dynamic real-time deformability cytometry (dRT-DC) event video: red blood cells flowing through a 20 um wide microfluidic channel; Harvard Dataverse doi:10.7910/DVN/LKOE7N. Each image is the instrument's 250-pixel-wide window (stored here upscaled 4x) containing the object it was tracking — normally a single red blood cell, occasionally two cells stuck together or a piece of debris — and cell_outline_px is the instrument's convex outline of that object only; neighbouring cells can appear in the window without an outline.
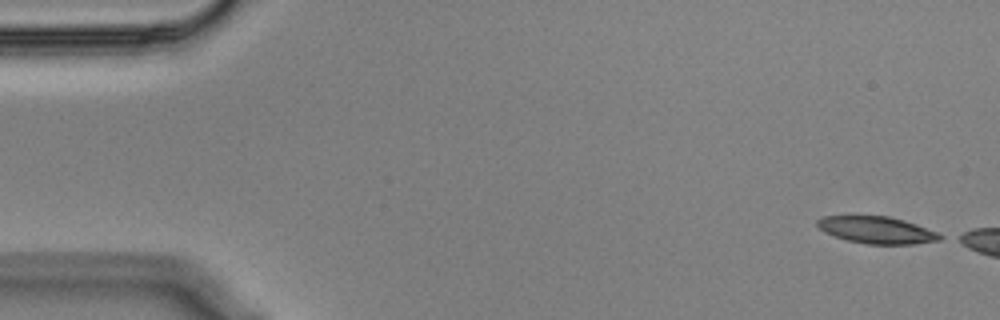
{"species": "Egyptian fruit bat (a non-hibernating species)", "species_latin": "Rousettus aegyptiacus", "temperature_condition": "cold", "stored_images_in_passage": 6, "camera_frame_rate_fps": 3000, "um_per_image_px": 0.085, "animal": {"sex": "male"}, "frame": {"image": 1, "passage_image": 1, "time_ms": 0.0, "image_size_px": [1000, 320], "cell_outline_px": [[944, 236], [940, 240], [912, 244], [864, 244], [848, 240], [824, 232], [816, 224], [816, 220], [824, 216], [888, 216], [916, 224], [936, 232]], "centroid_in_image_um": [74.51, 19.55], "position_along_channel_um": 10.5, "area_um2": 19.07}}